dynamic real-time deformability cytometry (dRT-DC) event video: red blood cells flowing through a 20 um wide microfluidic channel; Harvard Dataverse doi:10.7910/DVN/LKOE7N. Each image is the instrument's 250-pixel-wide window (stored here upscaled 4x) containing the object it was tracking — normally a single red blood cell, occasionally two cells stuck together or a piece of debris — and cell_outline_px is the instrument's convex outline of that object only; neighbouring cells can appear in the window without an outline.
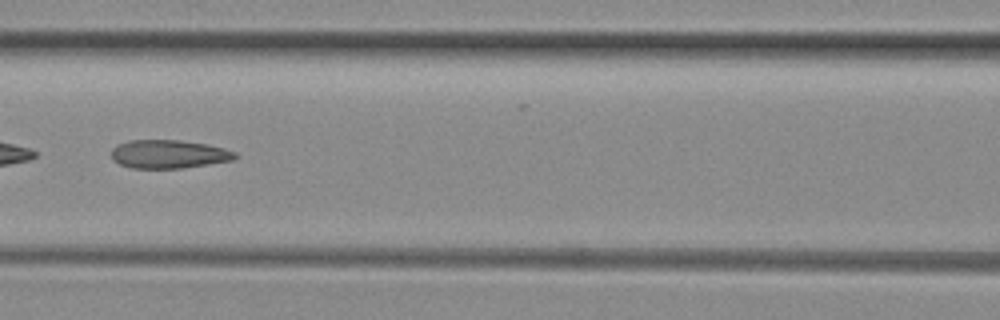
{"species": "common noctule bat (a hibernating species)", "species_latin": "Nyctalus noctula", "temperature_condition": "room temperature", "stored_images_in_passage": 39, "camera_frame_rate_fps": 3000, "um_per_image_px": 0.085, "animal": {"sex": "female", "body_mass_g": 29.2, "forearm_length_mm": 56.3}, "frame": {"image": 1, "passage_image": 12, "time_ms": 3.667, "image_size_px": [1000, 320], "cell_outline_px": [[236, 156], [232, 160], [208, 164], [180, 168], [132, 168], [120, 164], [112, 160], [112, 148], [116, 144], [128, 140], [180, 140], [208, 144], [224, 148], [236, 152]], "centroid_in_image_um": [14.31, 13.09], "position_along_channel_um": 152.3, "area_um2": 20.52}, "authors_computed_cell_mechanics": {"area_um2": 20.6346, "velocity_mm_per_s": 4.0624, "shape_relaxation_time_tau1_ms": null, "shape_relaxation_time_tau2_ms": 1.859, "deformation_change_tau1": null, "deformation_change_tau2": 0.1118}}